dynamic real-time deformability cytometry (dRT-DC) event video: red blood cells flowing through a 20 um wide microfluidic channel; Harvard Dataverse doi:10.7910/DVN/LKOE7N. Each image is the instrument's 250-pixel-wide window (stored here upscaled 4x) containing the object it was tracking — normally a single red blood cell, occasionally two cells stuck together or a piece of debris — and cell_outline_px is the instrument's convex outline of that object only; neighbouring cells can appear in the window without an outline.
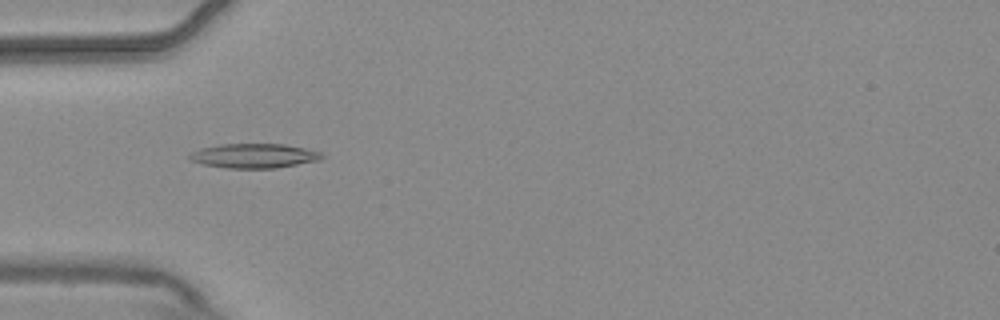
{"species": "common noctule bat (a hibernating species)", "species_latin": "Nyctalus noctula", "temperature_condition": "warm", "stored_images_in_passage": 8, "camera_frame_rate_fps": 3000, "um_per_image_px": 0.085, "animal": {"sex": "male", "body_mass_g": 20.4}, "frame": {"image": 1, "passage_image": 5, "time_ms": 1.333, "image_size_px": [1000, 320], "cell_outline_px": [[324, 156], [320, 160], [276, 168], [228, 168], [204, 164], [192, 160], [188, 156], [192, 152], [200, 148], [220, 144], [284, 144], [304, 148], [320, 152]], "centroid_in_image_um": [21.61, 13.24], "position_along_channel_um": 63.4, "area_um2": 18.67}}
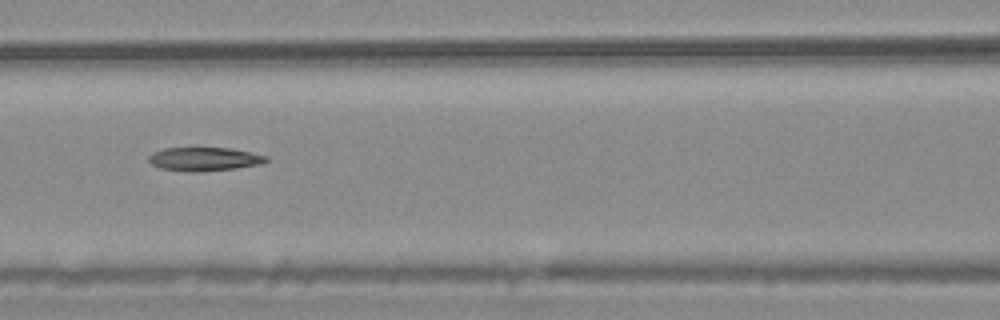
{"frame": {"image": 2, "passage_image": 7, "time_ms": 2.0, "image_size_px": [1000, 320], "cell_outline_px": [[268, 160], [260, 164], [236, 168], [200, 172], [188, 172], [160, 168], [152, 164], [148, 160], [148, 156], [152, 152], [164, 148], [232, 148], [268, 156]], "centroid_in_image_um": [17.34, 13.52], "position_along_channel_um": 149.3, "area_um2": 16.24}}
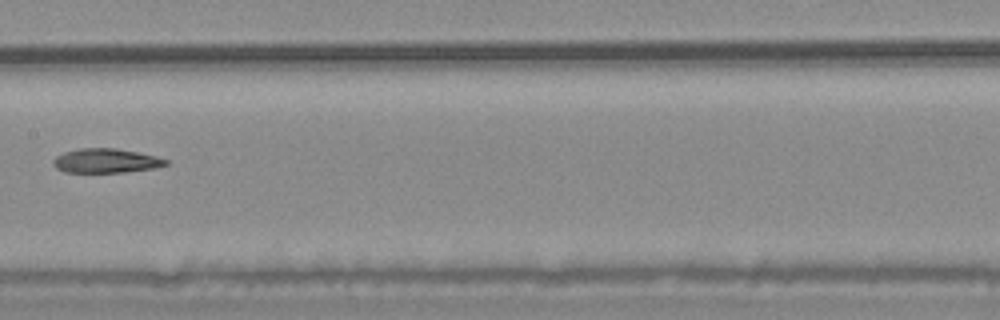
{"frame": {"image": 3, "passage_image": 8, "time_ms": 2.333, "image_size_px": [1000, 320], "cell_outline_px": [[168, 164], [152, 168], [124, 172], [64, 172], [56, 168], [52, 164], [52, 160], [56, 156], [64, 152], [80, 148], [116, 148], [156, 156], [168, 160]], "centroid_in_image_um": [8.96, 13.66], "position_along_channel_um": 198.4, "area_um2": 15.84}}